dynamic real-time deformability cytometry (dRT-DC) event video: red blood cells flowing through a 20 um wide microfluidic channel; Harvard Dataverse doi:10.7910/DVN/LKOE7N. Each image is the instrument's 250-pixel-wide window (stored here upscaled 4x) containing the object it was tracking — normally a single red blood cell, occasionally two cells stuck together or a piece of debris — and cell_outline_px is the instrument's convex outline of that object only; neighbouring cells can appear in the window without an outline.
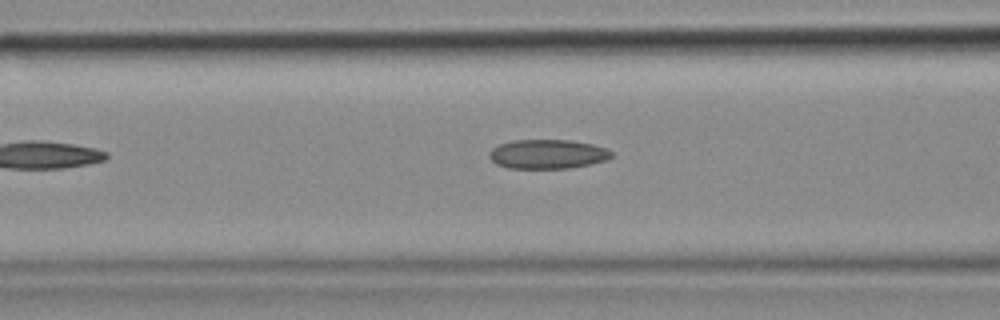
{"species": "common noctule bat (a hibernating species)", "species_latin": "Nyctalus noctula", "temperature_condition": "cold", "stored_images_in_passage": 4, "camera_frame_rate_fps": 3000, "um_per_image_px": 0.085, "animal": {"sex": "female", "body_mass_g": 18.4}, "frame": {"image": 1, "passage_image": 3, "time_ms": 0.667, "image_size_px": [1000, 320], "cell_outline_px": [[612, 156], [604, 160], [588, 164], [568, 168], [508, 168], [496, 164], [488, 156], [488, 152], [492, 148], [500, 144], [512, 140], [572, 140], [592, 144], [604, 148], [612, 152]], "centroid_in_image_um": [46.49, 13.09], "position_along_channel_um": 120.1, "area_um2": 20.69}}